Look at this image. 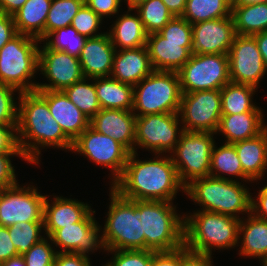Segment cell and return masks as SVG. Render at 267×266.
<instances>
[{"mask_svg": "<svg viewBox=\"0 0 267 266\" xmlns=\"http://www.w3.org/2000/svg\"><path fill=\"white\" fill-rule=\"evenodd\" d=\"M136 155V151L129 154L123 174L111 186L122 197L172 202L178 190L185 191L171 156L162 157L161 154L155 159L141 161Z\"/></svg>", "mask_w": 267, "mask_h": 266, "instance_id": "obj_1", "label": "cell"}, {"mask_svg": "<svg viewBox=\"0 0 267 266\" xmlns=\"http://www.w3.org/2000/svg\"><path fill=\"white\" fill-rule=\"evenodd\" d=\"M18 96L17 141L24 161L39 164L42 146L72 150L73 142L53 119L47 101L37 91Z\"/></svg>", "mask_w": 267, "mask_h": 266, "instance_id": "obj_2", "label": "cell"}, {"mask_svg": "<svg viewBox=\"0 0 267 266\" xmlns=\"http://www.w3.org/2000/svg\"><path fill=\"white\" fill-rule=\"evenodd\" d=\"M240 219L215 212L184 216V245L191 251L212 255V248H234L239 241Z\"/></svg>", "mask_w": 267, "mask_h": 266, "instance_id": "obj_3", "label": "cell"}, {"mask_svg": "<svg viewBox=\"0 0 267 266\" xmlns=\"http://www.w3.org/2000/svg\"><path fill=\"white\" fill-rule=\"evenodd\" d=\"M237 180L212 176L198 178L185 186V193L202 206L201 210L228 215L236 219L240 213H251L252 195Z\"/></svg>", "mask_w": 267, "mask_h": 266, "instance_id": "obj_4", "label": "cell"}, {"mask_svg": "<svg viewBox=\"0 0 267 266\" xmlns=\"http://www.w3.org/2000/svg\"><path fill=\"white\" fill-rule=\"evenodd\" d=\"M145 250L171 251L184 245V214L168 201L137 200Z\"/></svg>", "mask_w": 267, "mask_h": 266, "instance_id": "obj_5", "label": "cell"}, {"mask_svg": "<svg viewBox=\"0 0 267 266\" xmlns=\"http://www.w3.org/2000/svg\"><path fill=\"white\" fill-rule=\"evenodd\" d=\"M110 205L103 228L106 250H145L137 200L122 197L112 187Z\"/></svg>", "mask_w": 267, "mask_h": 266, "instance_id": "obj_6", "label": "cell"}, {"mask_svg": "<svg viewBox=\"0 0 267 266\" xmlns=\"http://www.w3.org/2000/svg\"><path fill=\"white\" fill-rule=\"evenodd\" d=\"M40 40L25 34H17L0 49V82L21 92L36 91L32 82L39 71ZM31 80V81H30Z\"/></svg>", "mask_w": 267, "mask_h": 266, "instance_id": "obj_7", "label": "cell"}, {"mask_svg": "<svg viewBox=\"0 0 267 266\" xmlns=\"http://www.w3.org/2000/svg\"><path fill=\"white\" fill-rule=\"evenodd\" d=\"M181 98L182 91L178 73L153 70L133 86L132 112L136 116L179 113Z\"/></svg>", "mask_w": 267, "mask_h": 266, "instance_id": "obj_8", "label": "cell"}, {"mask_svg": "<svg viewBox=\"0 0 267 266\" xmlns=\"http://www.w3.org/2000/svg\"><path fill=\"white\" fill-rule=\"evenodd\" d=\"M214 133L183 131L171 152V159L184 186L191 181L210 176ZM188 180V181H187Z\"/></svg>", "mask_w": 267, "mask_h": 266, "instance_id": "obj_9", "label": "cell"}, {"mask_svg": "<svg viewBox=\"0 0 267 266\" xmlns=\"http://www.w3.org/2000/svg\"><path fill=\"white\" fill-rule=\"evenodd\" d=\"M177 73L182 93L217 90L231 82L227 54H192Z\"/></svg>", "mask_w": 267, "mask_h": 266, "instance_id": "obj_10", "label": "cell"}, {"mask_svg": "<svg viewBox=\"0 0 267 266\" xmlns=\"http://www.w3.org/2000/svg\"><path fill=\"white\" fill-rule=\"evenodd\" d=\"M179 117V113L136 116L135 150L138 145L155 152L154 155L171 153L183 133V129H179Z\"/></svg>", "mask_w": 267, "mask_h": 266, "instance_id": "obj_11", "label": "cell"}, {"mask_svg": "<svg viewBox=\"0 0 267 266\" xmlns=\"http://www.w3.org/2000/svg\"><path fill=\"white\" fill-rule=\"evenodd\" d=\"M179 116L183 131L216 134L222 116L220 89L182 93Z\"/></svg>", "mask_w": 267, "mask_h": 266, "instance_id": "obj_12", "label": "cell"}, {"mask_svg": "<svg viewBox=\"0 0 267 266\" xmlns=\"http://www.w3.org/2000/svg\"><path fill=\"white\" fill-rule=\"evenodd\" d=\"M78 152L97 165L110 168L112 184L121 177L130 152L111 137L89 126L74 142L71 152Z\"/></svg>", "mask_w": 267, "mask_h": 266, "instance_id": "obj_13", "label": "cell"}, {"mask_svg": "<svg viewBox=\"0 0 267 266\" xmlns=\"http://www.w3.org/2000/svg\"><path fill=\"white\" fill-rule=\"evenodd\" d=\"M45 199L34 186L20 187L17 182L0 190V226L43 222Z\"/></svg>", "mask_w": 267, "mask_h": 266, "instance_id": "obj_14", "label": "cell"}, {"mask_svg": "<svg viewBox=\"0 0 267 266\" xmlns=\"http://www.w3.org/2000/svg\"><path fill=\"white\" fill-rule=\"evenodd\" d=\"M228 55L230 80L256 89L267 68L254 36L237 35Z\"/></svg>", "mask_w": 267, "mask_h": 266, "instance_id": "obj_15", "label": "cell"}, {"mask_svg": "<svg viewBox=\"0 0 267 266\" xmlns=\"http://www.w3.org/2000/svg\"><path fill=\"white\" fill-rule=\"evenodd\" d=\"M41 48L38 70L50 83H38L36 90L63 91L84 78L78 58L64 51L52 50L45 44Z\"/></svg>", "mask_w": 267, "mask_h": 266, "instance_id": "obj_16", "label": "cell"}, {"mask_svg": "<svg viewBox=\"0 0 267 266\" xmlns=\"http://www.w3.org/2000/svg\"><path fill=\"white\" fill-rule=\"evenodd\" d=\"M95 211H91L81 222L73 223L57 229L50 237L51 243L62 248V253L86 255L98 248H105L103 237L99 232L101 227L94 218Z\"/></svg>", "mask_w": 267, "mask_h": 266, "instance_id": "obj_17", "label": "cell"}, {"mask_svg": "<svg viewBox=\"0 0 267 266\" xmlns=\"http://www.w3.org/2000/svg\"><path fill=\"white\" fill-rule=\"evenodd\" d=\"M235 36L232 15L192 24V54H228Z\"/></svg>", "mask_w": 267, "mask_h": 266, "instance_id": "obj_18", "label": "cell"}, {"mask_svg": "<svg viewBox=\"0 0 267 266\" xmlns=\"http://www.w3.org/2000/svg\"><path fill=\"white\" fill-rule=\"evenodd\" d=\"M90 126L119 142L130 153L135 152L136 115L132 110L101 109L90 119Z\"/></svg>", "mask_w": 267, "mask_h": 266, "instance_id": "obj_19", "label": "cell"}, {"mask_svg": "<svg viewBox=\"0 0 267 266\" xmlns=\"http://www.w3.org/2000/svg\"><path fill=\"white\" fill-rule=\"evenodd\" d=\"M36 91L47 101L53 119L72 142L90 126V119L69 100L63 91Z\"/></svg>", "mask_w": 267, "mask_h": 266, "instance_id": "obj_20", "label": "cell"}, {"mask_svg": "<svg viewBox=\"0 0 267 266\" xmlns=\"http://www.w3.org/2000/svg\"><path fill=\"white\" fill-rule=\"evenodd\" d=\"M146 48L157 71L178 72L192 55V42L167 41L158 32L147 35Z\"/></svg>", "mask_w": 267, "mask_h": 266, "instance_id": "obj_21", "label": "cell"}, {"mask_svg": "<svg viewBox=\"0 0 267 266\" xmlns=\"http://www.w3.org/2000/svg\"><path fill=\"white\" fill-rule=\"evenodd\" d=\"M115 52L108 32L87 38L78 58L84 77H109L113 69Z\"/></svg>", "mask_w": 267, "mask_h": 266, "instance_id": "obj_22", "label": "cell"}, {"mask_svg": "<svg viewBox=\"0 0 267 266\" xmlns=\"http://www.w3.org/2000/svg\"><path fill=\"white\" fill-rule=\"evenodd\" d=\"M50 204L47 196L44 202L43 225L45 234L50 237L57 229L81 222L92 210L87 203L77 200L54 197Z\"/></svg>", "mask_w": 267, "mask_h": 266, "instance_id": "obj_23", "label": "cell"}, {"mask_svg": "<svg viewBox=\"0 0 267 266\" xmlns=\"http://www.w3.org/2000/svg\"><path fill=\"white\" fill-rule=\"evenodd\" d=\"M153 71L146 46L116 50L111 77L135 86Z\"/></svg>", "mask_w": 267, "mask_h": 266, "instance_id": "obj_24", "label": "cell"}, {"mask_svg": "<svg viewBox=\"0 0 267 266\" xmlns=\"http://www.w3.org/2000/svg\"><path fill=\"white\" fill-rule=\"evenodd\" d=\"M263 117L262 112L222 115L216 133L221 132L228 144L254 138L267 128Z\"/></svg>", "mask_w": 267, "mask_h": 266, "instance_id": "obj_25", "label": "cell"}, {"mask_svg": "<svg viewBox=\"0 0 267 266\" xmlns=\"http://www.w3.org/2000/svg\"><path fill=\"white\" fill-rule=\"evenodd\" d=\"M244 174L257 181L264 176L267 169V128L258 136L233 144Z\"/></svg>", "mask_w": 267, "mask_h": 266, "instance_id": "obj_26", "label": "cell"}, {"mask_svg": "<svg viewBox=\"0 0 267 266\" xmlns=\"http://www.w3.org/2000/svg\"><path fill=\"white\" fill-rule=\"evenodd\" d=\"M52 0H27L13 15L16 31L43 41Z\"/></svg>", "mask_w": 267, "mask_h": 266, "instance_id": "obj_27", "label": "cell"}, {"mask_svg": "<svg viewBox=\"0 0 267 266\" xmlns=\"http://www.w3.org/2000/svg\"><path fill=\"white\" fill-rule=\"evenodd\" d=\"M242 235L243 238H240ZM241 240L239 255L267 259V220L256 217L253 213L248 219H240L239 240Z\"/></svg>", "mask_w": 267, "mask_h": 266, "instance_id": "obj_28", "label": "cell"}, {"mask_svg": "<svg viewBox=\"0 0 267 266\" xmlns=\"http://www.w3.org/2000/svg\"><path fill=\"white\" fill-rule=\"evenodd\" d=\"M132 9H128L126 14L112 24L111 30H109V36L111 42L117 50V47L122 49H136L146 46L147 33L142 24L139 14H129Z\"/></svg>", "mask_w": 267, "mask_h": 266, "instance_id": "obj_29", "label": "cell"}, {"mask_svg": "<svg viewBox=\"0 0 267 266\" xmlns=\"http://www.w3.org/2000/svg\"><path fill=\"white\" fill-rule=\"evenodd\" d=\"M101 109H133V86L111 76L92 78Z\"/></svg>", "mask_w": 267, "mask_h": 266, "instance_id": "obj_30", "label": "cell"}, {"mask_svg": "<svg viewBox=\"0 0 267 266\" xmlns=\"http://www.w3.org/2000/svg\"><path fill=\"white\" fill-rule=\"evenodd\" d=\"M255 90L253 86L233 82L224 85L220 89L222 115L262 112L252 101Z\"/></svg>", "mask_w": 267, "mask_h": 266, "instance_id": "obj_31", "label": "cell"}, {"mask_svg": "<svg viewBox=\"0 0 267 266\" xmlns=\"http://www.w3.org/2000/svg\"><path fill=\"white\" fill-rule=\"evenodd\" d=\"M231 8L237 35L253 36L267 31V2Z\"/></svg>", "mask_w": 267, "mask_h": 266, "instance_id": "obj_32", "label": "cell"}, {"mask_svg": "<svg viewBox=\"0 0 267 266\" xmlns=\"http://www.w3.org/2000/svg\"><path fill=\"white\" fill-rule=\"evenodd\" d=\"M224 173L225 175H234L235 177L237 176L240 177V179L242 178L245 181L251 182V180L243 172V168L234 145L225 143L217 148L214 144L211 153L210 176L220 179H229L230 177H225Z\"/></svg>", "mask_w": 267, "mask_h": 266, "instance_id": "obj_33", "label": "cell"}, {"mask_svg": "<svg viewBox=\"0 0 267 266\" xmlns=\"http://www.w3.org/2000/svg\"><path fill=\"white\" fill-rule=\"evenodd\" d=\"M231 0H187L182 15L191 25L231 16Z\"/></svg>", "mask_w": 267, "mask_h": 266, "instance_id": "obj_34", "label": "cell"}, {"mask_svg": "<svg viewBox=\"0 0 267 266\" xmlns=\"http://www.w3.org/2000/svg\"><path fill=\"white\" fill-rule=\"evenodd\" d=\"M91 78H83L63 90L71 102L81 110L89 119L101 110L95 90V83H89Z\"/></svg>", "mask_w": 267, "mask_h": 266, "instance_id": "obj_35", "label": "cell"}, {"mask_svg": "<svg viewBox=\"0 0 267 266\" xmlns=\"http://www.w3.org/2000/svg\"><path fill=\"white\" fill-rule=\"evenodd\" d=\"M53 37V38H52ZM52 50L64 51L67 54L79 58L87 38L78 34L71 25L50 32L42 42Z\"/></svg>", "mask_w": 267, "mask_h": 266, "instance_id": "obj_36", "label": "cell"}, {"mask_svg": "<svg viewBox=\"0 0 267 266\" xmlns=\"http://www.w3.org/2000/svg\"><path fill=\"white\" fill-rule=\"evenodd\" d=\"M84 0H52L45 22V37L52 31L71 25Z\"/></svg>", "mask_w": 267, "mask_h": 266, "instance_id": "obj_37", "label": "cell"}, {"mask_svg": "<svg viewBox=\"0 0 267 266\" xmlns=\"http://www.w3.org/2000/svg\"><path fill=\"white\" fill-rule=\"evenodd\" d=\"M134 10L147 34L159 32L174 17L161 0H146Z\"/></svg>", "mask_w": 267, "mask_h": 266, "instance_id": "obj_38", "label": "cell"}, {"mask_svg": "<svg viewBox=\"0 0 267 266\" xmlns=\"http://www.w3.org/2000/svg\"><path fill=\"white\" fill-rule=\"evenodd\" d=\"M41 229L43 222H19L8 227L9 236L18 251V256H23L30 247L43 239Z\"/></svg>", "mask_w": 267, "mask_h": 266, "instance_id": "obj_39", "label": "cell"}, {"mask_svg": "<svg viewBox=\"0 0 267 266\" xmlns=\"http://www.w3.org/2000/svg\"><path fill=\"white\" fill-rule=\"evenodd\" d=\"M102 20L103 19L99 15L84 3L73 17L71 26L77 30L78 34L86 38H91L104 34L96 33L98 29H100L99 26Z\"/></svg>", "mask_w": 267, "mask_h": 266, "instance_id": "obj_40", "label": "cell"}, {"mask_svg": "<svg viewBox=\"0 0 267 266\" xmlns=\"http://www.w3.org/2000/svg\"><path fill=\"white\" fill-rule=\"evenodd\" d=\"M113 252L112 261L105 266H152L154 251L151 250H106Z\"/></svg>", "mask_w": 267, "mask_h": 266, "instance_id": "obj_41", "label": "cell"}, {"mask_svg": "<svg viewBox=\"0 0 267 266\" xmlns=\"http://www.w3.org/2000/svg\"><path fill=\"white\" fill-rule=\"evenodd\" d=\"M18 90L0 82V125L17 126L18 105L14 101V92Z\"/></svg>", "mask_w": 267, "mask_h": 266, "instance_id": "obj_42", "label": "cell"}, {"mask_svg": "<svg viewBox=\"0 0 267 266\" xmlns=\"http://www.w3.org/2000/svg\"><path fill=\"white\" fill-rule=\"evenodd\" d=\"M47 239V237L41 239L22 256L26 266H53L57 250H53L52 244Z\"/></svg>", "mask_w": 267, "mask_h": 266, "instance_id": "obj_43", "label": "cell"}, {"mask_svg": "<svg viewBox=\"0 0 267 266\" xmlns=\"http://www.w3.org/2000/svg\"><path fill=\"white\" fill-rule=\"evenodd\" d=\"M158 33L167 41L192 42V25L182 16H174Z\"/></svg>", "mask_w": 267, "mask_h": 266, "instance_id": "obj_44", "label": "cell"}, {"mask_svg": "<svg viewBox=\"0 0 267 266\" xmlns=\"http://www.w3.org/2000/svg\"><path fill=\"white\" fill-rule=\"evenodd\" d=\"M0 154H21L17 141V126L0 125Z\"/></svg>", "mask_w": 267, "mask_h": 266, "instance_id": "obj_45", "label": "cell"}, {"mask_svg": "<svg viewBox=\"0 0 267 266\" xmlns=\"http://www.w3.org/2000/svg\"><path fill=\"white\" fill-rule=\"evenodd\" d=\"M15 155L23 159L22 154H0V190L12 186L17 182L15 169L10 160Z\"/></svg>", "mask_w": 267, "mask_h": 266, "instance_id": "obj_46", "label": "cell"}, {"mask_svg": "<svg viewBox=\"0 0 267 266\" xmlns=\"http://www.w3.org/2000/svg\"><path fill=\"white\" fill-rule=\"evenodd\" d=\"M212 256L189 250L185 245L180 247V266H213Z\"/></svg>", "mask_w": 267, "mask_h": 266, "instance_id": "obj_47", "label": "cell"}, {"mask_svg": "<svg viewBox=\"0 0 267 266\" xmlns=\"http://www.w3.org/2000/svg\"><path fill=\"white\" fill-rule=\"evenodd\" d=\"M121 2L122 0H84V3L102 19L118 14Z\"/></svg>", "mask_w": 267, "mask_h": 266, "instance_id": "obj_48", "label": "cell"}, {"mask_svg": "<svg viewBox=\"0 0 267 266\" xmlns=\"http://www.w3.org/2000/svg\"><path fill=\"white\" fill-rule=\"evenodd\" d=\"M17 256L18 251L9 236L8 227L0 226V264Z\"/></svg>", "mask_w": 267, "mask_h": 266, "instance_id": "obj_49", "label": "cell"}, {"mask_svg": "<svg viewBox=\"0 0 267 266\" xmlns=\"http://www.w3.org/2000/svg\"><path fill=\"white\" fill-rule=\"evenodd\" d=\"M89 256L57 252L53 266H91Z\"/></svg>", "mask_w": 267, "mask_h": 266, "instance_id": "obj_50", "label": "cell"}, {"mask_svg": "<svg viewBox=\"0 0 267 266\" xmlns=\"http://www.w3.org/2000/svg\"><path fill=\"white\" fill-rule=\"evenodd\" d=\"M17 34L13 16L0 13V49Z\"/></svg>", "mask_w": 267, "mask_h": 266, "instance_id": "obj_51", "label": "cell"}, {"mask_svg": "<svg viewBox=\"0 0 267 266\" xmlns=\"http://www.w3.org/2000/svg\"><path fill=\"white\" fill-rule=\"evenodd\" d=\"M152 266H180V248L171 251H154Z\"/></svg>", "mask_w": 267, "mask_h": 266, "instance_id": "obj_52", "label": "cell"}, {"mask_svg": "<svg viewBox=\"0 0 267 266\" xmlns=\"http://www.w3.org/2000/svg\"><path fill=\"white\" fill-rule=\"evenodd\" d=\"M251 213L258 218L267 220V184L259 190L257 199L252 198Z\"/></svg>", "mask_w": 267, "mask_h": 266, "instance_id": "obj_53", "label": "cell"}, {"mask_svg": "<svg viewBox=\"0 0 267 266\" xmlns=\"http://www.w3.org/2000/svg\"><path fill=\"white\" fill-rule=\"evenodd\" d=\"M27 0H0V13L14 15Z\"/></svg>", "mask_w": 267, "mask_h": 266, "instance_id": "obj_54", "label": "cell"}, {"mask_svg": "<svg viewBox=\"0 0 267 266\" xmlns=\"http://www.w3.org/2000/svg\"><path fill=\"white\" fill-rule=\"evenodd\" d=\"M172 13L173 16H182L187 0H161Z\"/></svg>", "mask_w": 267, "mask_h": 266, "instance_id": "obj_55", "label": "cell"}, {"mask_svg": "<svg viewBox=\"0 0 267 266\" xmlns=\"http://www.w3.org/2000/svg\"><path fill=\"white\" fill-rule=\"evenodd\" d=\"M253 36L262 55L264 65L267 68V31L254 34Z\"/></svg>", "mask_w": 267, "mask_h": 266, "instance_id": "obj_56", "label": "cell"}, {"mask_svg": "<svg viewBox=\"0 0 267 266\" xmlns=\"http://www.w3.org/2000/svg\"><path fill=\"white\" fill-rule=\"evenodd\" d=\"M0 266H26V263L22 256H17L0 264Z\"/></svg>", "mask_w": 267, "mask_h": 266, "instance_id": "obj_57", "label": "cell"}, {"mask_svg": "<svg viewBox=\"0 0 267 266\" xmlns=\"http://www.w3.org/2000/svg\"><path fill=\"white\" fill-rule=\"evenodd\" d=\"M264 2H267V0H231V6L253 5Z\"/></svg>", "mask_w": 267, "mask_h": 266, "instance_id": "obj_58", "label": "cell"}, {"mask_svg": "<svg viewBox=\"0 0 267 266\" xmlns=\"http://www.w3.org/2000/svg\"><path fill=\"white\" fill-rule=\"evenodd\" d=\"M125 1H127V2H125ZM145 1L146 0H124V2L128 4L127 5L128 9H132V10L137 8L140 4H142Z\"/></svg>", "mask_w": 267, "mask_h": 266, "instance_id": "obj_59", "label": "cell"}, {"mask_svg": "<svg viewBox=\"0 0 267 266\" xmlns=\"http://www.w3.org/2000/svg\"><path fill=\"white\" fill-rule=\"evenodd\" d=\"M262 266H267V259L262 260Z\"/></svg>", "mask_w": 267, "mask_h": 266, "instance_id": "obj_60", "label": "cell"}]
</instances>
